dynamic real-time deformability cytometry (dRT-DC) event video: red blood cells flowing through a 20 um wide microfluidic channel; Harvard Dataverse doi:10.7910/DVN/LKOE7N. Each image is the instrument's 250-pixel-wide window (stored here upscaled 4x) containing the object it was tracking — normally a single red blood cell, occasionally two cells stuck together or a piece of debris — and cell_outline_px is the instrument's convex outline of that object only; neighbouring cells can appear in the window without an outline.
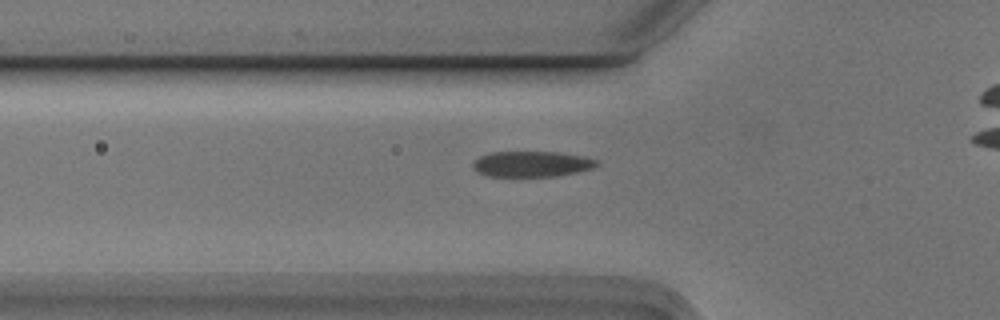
{"species": "Egyptian fruit bat (a non-hibernating species)", "species_latin": "Rousettus aegyptiacus", "temperature_condition": "cold", "stored_images_in_passage": 8, "camera_frame_rate_fps": 3000, "um_per_image_px": 0.085, "animal": {"sex": "male"}, "frame": {"image": 1, "passage_image": 7, "time_ms": 2.0, "image_size_px": [1000, 320], "cell_outline_px": [[600, 164], [592, 168], [576, 172], [556, 176], [488, 176], [476, 172], [472, 168], [472, 160], [480, 156], [492, 152], [560, 152], [584, 156], [600, 160]], "centroid_in_image_um": [45.19, 13.93], "position_along_channel_um": 80.6, "area_um2": 18.73}}